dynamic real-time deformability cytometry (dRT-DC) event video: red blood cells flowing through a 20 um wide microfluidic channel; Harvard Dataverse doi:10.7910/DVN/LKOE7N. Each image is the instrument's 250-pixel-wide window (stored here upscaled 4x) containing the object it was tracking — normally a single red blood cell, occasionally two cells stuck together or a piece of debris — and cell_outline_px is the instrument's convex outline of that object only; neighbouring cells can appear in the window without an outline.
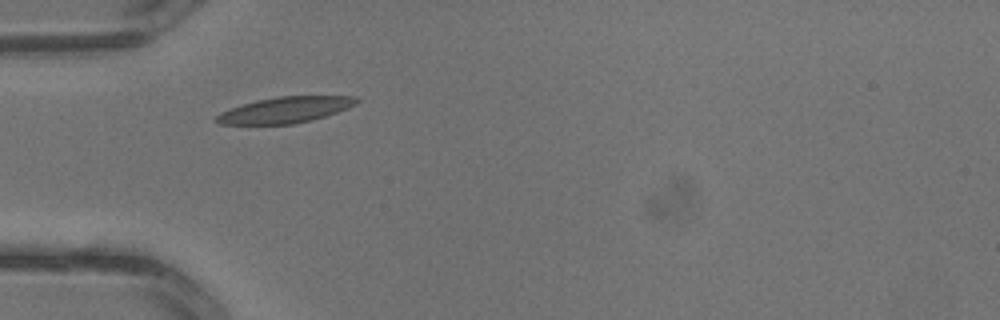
{"species": "common noctule bat (a hibernating species)", "species_latin": "Nyctalus noctula", "temperature_condition": "warm", "stored_images_in_passage": 1, "camera_frame_rate_fps": 3000, "um_per_image_px": 0.085, "animal": {"sex": "male", "body_mass_g": 13.3}, "frame": {"image": 1, "passage_image": 1, "time_ms": 0.0, "image_size_px": [1000, 320], "cell_outline_px": [[360, 100], [356, 104], [348, 108], [312, 120], [292, 124], [220, 124], [212, 120], [220, 112], [256, 100], [276, 96], [356, 96]], "centroid_in_image_um": [24.24, 9.34], "position_along_channel_um": 60.8, "area_um2": 21.15}}